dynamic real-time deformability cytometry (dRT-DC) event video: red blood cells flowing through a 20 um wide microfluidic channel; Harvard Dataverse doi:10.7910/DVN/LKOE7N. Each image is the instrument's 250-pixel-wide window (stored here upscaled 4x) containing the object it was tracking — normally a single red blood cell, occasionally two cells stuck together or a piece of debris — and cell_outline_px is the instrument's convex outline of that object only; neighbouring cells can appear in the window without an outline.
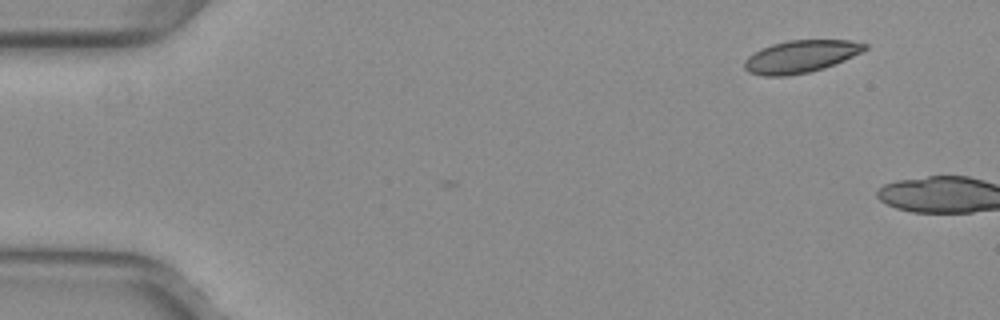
{"species": "common noctule bat (a hibernating species)", "species_latin": "Nyctalus noctula", "temperature_condition": "warm", "stored_images_in_passage": 3, "camera_frame_rate_fps": 3000, "um_per_image_px": 0.085, "animal": {"sex": "female", "body_mass_g": 29.2, "forearm_length_mm": 56.3}, "frame": {"image": 1, "passage_image": 1, "time_ms": 0.0, "image_size_px": [1000, 320], "cell_outline_px": [[868, 48], [844, 60], [824, 68], [808, 72], [784, 76], [764, 76], [748, 72], [744, 68], [744, 60], [748, 56], [760, 48], [772, 44], [788, 40], [852, 40], [868, 44]], "centroid_in_image_um": [68.03, 4.79], "position_along_channel_um": 17.0, "area_um2": 22.72}}